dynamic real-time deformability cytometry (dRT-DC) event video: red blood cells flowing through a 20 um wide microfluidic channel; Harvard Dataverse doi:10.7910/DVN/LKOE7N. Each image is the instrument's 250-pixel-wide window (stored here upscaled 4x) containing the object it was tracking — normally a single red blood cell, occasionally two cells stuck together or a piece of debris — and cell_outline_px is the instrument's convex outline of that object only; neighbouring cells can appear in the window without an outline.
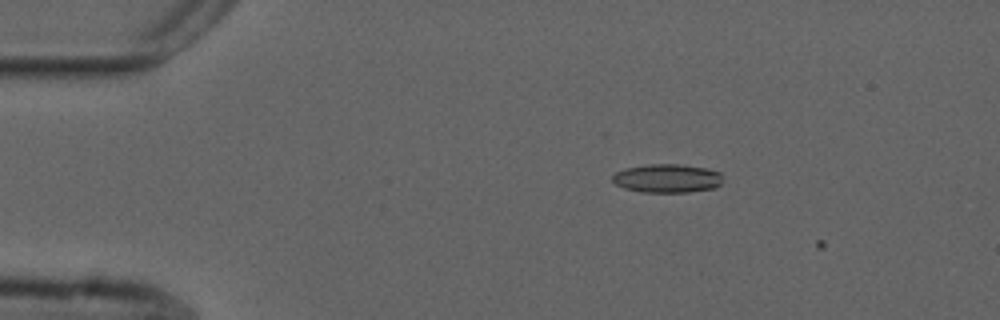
{"species": "common noctule bat (a hibernating species)", "species_latin": "Nyctalus noctula", "temperature_condition": "cold", "stored_images_in_passage": 4, "camera_frame_rate_fps": 3000, "um_per_image_px": 0.085, "animal": {"sex": "male", "forearm_length_mm": 52.5}, "frame": {"image": 1, "passage_image": 3, "time_ms": 0.667, "image_size_px": [1000, 320], "cell_outline_px": [[720, 184], [716, 188], [688, 192], [640, 192], [624, 188], [616, 184], [612, 180], [612, 176], [616, 172], [624, 168], [648, 164], [680, 164], [708, 168], [720, 172]], "centroid_in_image_um": [56.7, 15.15], "position_along_channel_um": 28.3, "area_um2": 18.5}}